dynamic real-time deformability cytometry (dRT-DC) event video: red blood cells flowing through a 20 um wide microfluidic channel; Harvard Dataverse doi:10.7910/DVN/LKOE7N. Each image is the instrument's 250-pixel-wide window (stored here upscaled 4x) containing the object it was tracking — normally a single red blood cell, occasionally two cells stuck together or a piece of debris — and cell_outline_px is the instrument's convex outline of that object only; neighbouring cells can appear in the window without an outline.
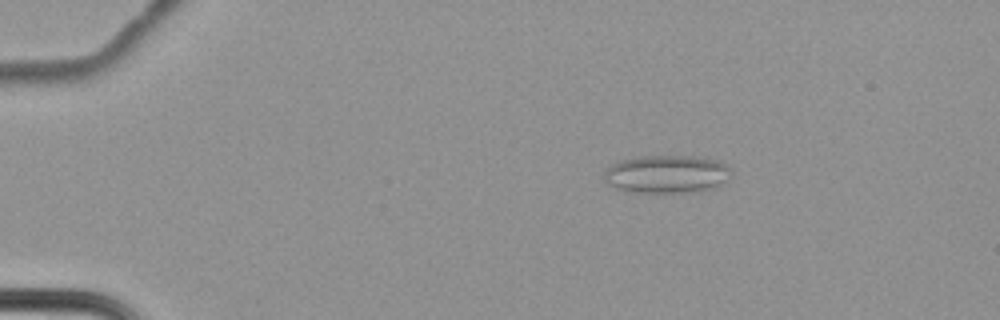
{"species": "common noctule bat (a hibernating species)", "species_latin": "Nyctalus noctula", "temperature_condition": "cold", "stored_images_in_passage": 65, "camera_frame_rate_fps": 3000, "um_per_image_px": 0.085, "animal": {"sex": "female", "body_mass_g": 22.7, "forearm_length_mm": 54.2}, "frame": {"image": 1, "passage_image": 14, "time_ms": 4.333, "image_size_px": [1000, 320], "cell_outline_px": [[732, 172], [716, 188], [684, 192], [632, 192], [616, 188], [608, 184], [604, 180], [604, 172], [612, 164], [620, 160], [640, 156], [704, 156], [720, 160]], "centroid_in_image_um": [56.66, 14.78], "position_along_channel_um": 28.3, "area_um2": 28.15}}
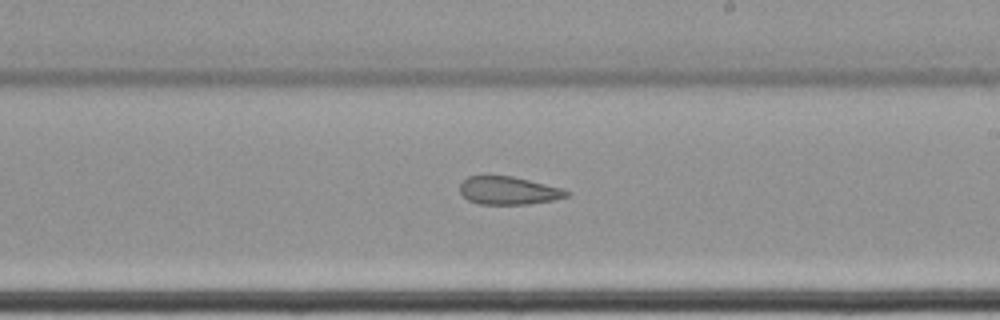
{"frame": {"image": 2, "passage_image": 41, "time_ms": 13.333, "image_size_px": [1000, 320], "cell_outline_px": [[568, 196], [552, 200], [528, 204], [480, 204], [468, 200], [460, 192], [460, 184], [468, 176], [512, 176], [564, 188], [568, 192]], "centroid_in_image_um": [43.22, 16.2], "position_along_channel_um": 245.8, "area_um2": 17.28}}
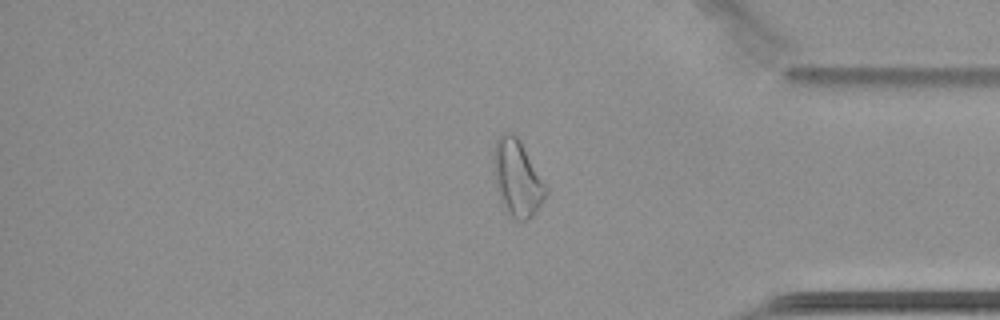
{"frame": {"image": 3, "passage_image": 55, "time_ms": 18.0, "image_size_px": [1000, 320], "cell_outline_px": [[548, 192], [544, 200], [536, 212], [528, 220], [516, 220], [508, 212], [496, 188], [492, 160], [492, 148], [496, 140], [504, 132], [508, 132], [516, 136], [520, 140], [548, 188]], "centroid_in_image_um": [43.96, 15.11], "position_along_channel_um": 391.2, "area_um2": 23.24}, "authors_computed_cell_mechanics": {"area_um2": 24.0448, "velocity_mm_per_s": 3.4356, "shape_relaxation_time_tau1_ms": null, "shape_relaxation_time_tau2_ms": 7.3983, "deformation_change_tau1": null, "deformation_change_tau2": 0.1357}}